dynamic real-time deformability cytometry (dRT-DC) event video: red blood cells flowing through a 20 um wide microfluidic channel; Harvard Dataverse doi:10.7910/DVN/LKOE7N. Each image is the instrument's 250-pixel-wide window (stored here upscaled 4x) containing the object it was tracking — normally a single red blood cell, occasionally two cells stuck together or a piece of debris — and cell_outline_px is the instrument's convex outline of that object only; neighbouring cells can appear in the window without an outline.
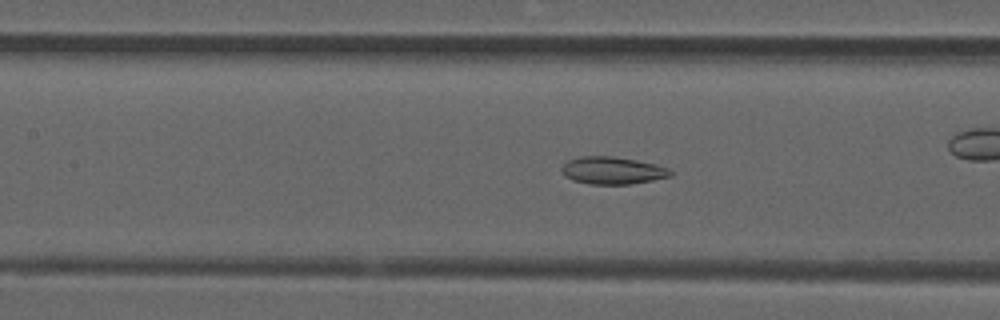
{"species": "common noctule bat (a hibernating species)", "species_latin": "Nyctalus noctula", "temperature_condition": "room temperature", "stored_images_in_passage": 54, "camera_frame_rate_fps": 3000, "um_per_image_px": 0.085, "animal": {"sex": "male", "forearm_length_mm": 52.5}, "frame": {"image": 1, "passage_image": 24, "time_ms": 7.667, "image_size_px": [1000, 320], "cell_outline_px": [[672, 176], [652, 180], [628, 184], [588, 184], [572, 180], [564, 176], [560, 168], [568, 160], [580, 156], [612, 156], [636, 160], [656, 164], [668, 168], [672, 172]], "centroid_in_image_um": [52.03, 14.49], "position_along_channel_um": 155.4, "area_um2": 17.4}, "authors_computed_cell_mechanics": {"area_um2": 17.3689, "velocity_mm_per_s": 3.9015, "shape_relaxation_time_tau1_ms": null, "shape_relaxation_time_tau2_ms": 4.0007, "deformation_change_tau1": null, "deformation_change_tau2": 0.0996}}